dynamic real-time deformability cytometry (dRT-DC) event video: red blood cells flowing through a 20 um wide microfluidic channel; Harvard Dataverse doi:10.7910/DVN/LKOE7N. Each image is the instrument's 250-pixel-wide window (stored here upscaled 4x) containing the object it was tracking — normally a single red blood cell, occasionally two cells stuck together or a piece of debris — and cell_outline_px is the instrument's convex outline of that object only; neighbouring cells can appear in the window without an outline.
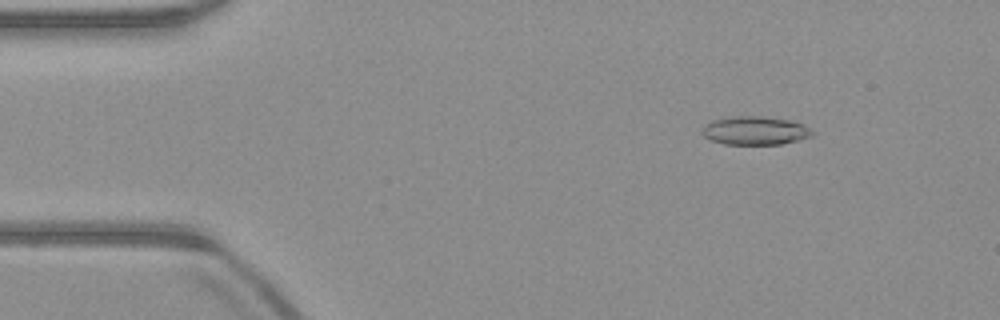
{"species": "common noctule bat (a hibernating species)", "species_latin": "Nyctalus noctula", "temperature_condition": "warm", "stored_images_in_passage": 52, "camera_frame_rate_fps": 3000, "um_per_image_px": 0.085, "animal": {"sex": "male", "body_mass_g": 23.1, "forearm_length_mm": 52.7}, "frame": {"image": 1, "passage_image": 7, "time_ms": 2.0, "image_size_px": [1000, 320], "cell_outline_px": [[816, 132], [812, 136], [780, 144], [724, 144], [712, 140], [704, 136], [700, 132], [704, 124], [712, 120], [732, 116], [764, 116], [788, 120], [804, 124]], "centroid_in_image_um": [64.17, 11.09], "position_along_channel_um": 20.8, "area_um2": 18.38}}
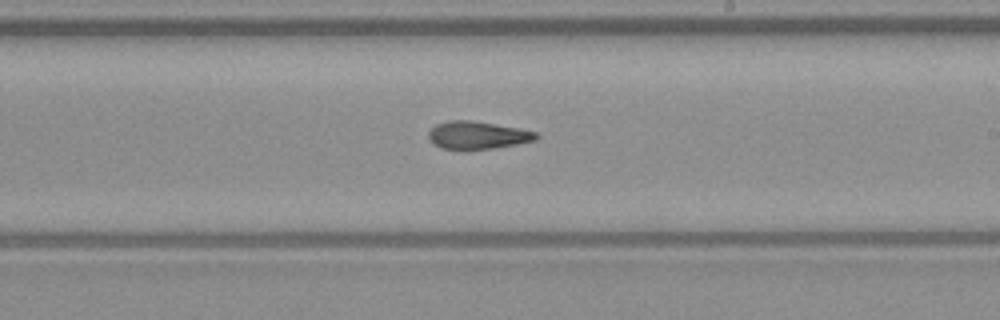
{"frame": {"image": 2, "passage_image": 30, "time_ms": 9.667, "image_size_px": [1000, 320], "cell_outline_px": [[540, 136], [536, 140], [516, 144], [468, 152], [440, 148], [432, 144], [428, 140], [428, 132], [436, 124], [448, 120], [472, 120], [520, 128], [536, 132]], "centroid_in_image_um": [40.53, 11.52], "position_along_channel_um": 248.5, "area_um2": 18.03}}
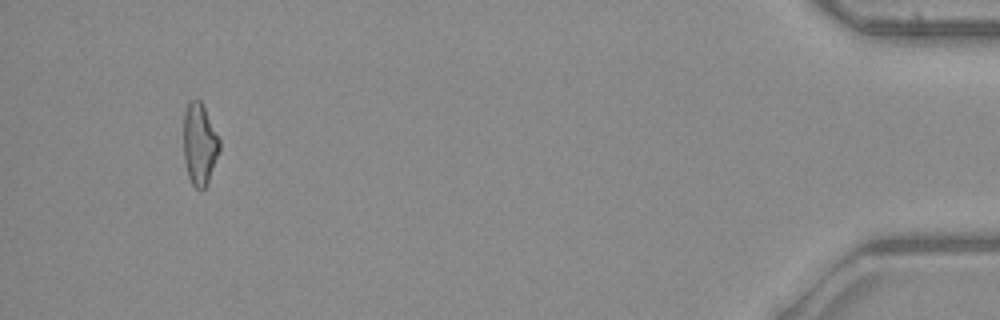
{"frame": {"image": 3, "passage_image": 49, "time_ms": 16.0, "image_size_px": [1000, 320], "cell_outline_px": [[220, 152], [208, 184], [200, 192], [192, 184], [188, 176], [184, 160], [184, 112], [188, 104], [192, 100], [200, 100], [220, 140]], "centroid_in_image_um": [16.97, 12.32], "position_along_channel_um": 418.2, "area_um2": 17.17}, "authors_computed_cell_mechanics": {"area_um2": 17.8891, "velocity_mm_per_s": 3.9956, "shape_relaxation_time_tau1_ms": null, "shape_relaxation_time_tau2_ms": 5.4965, "deformation_change_tau1": null, "deformation_change_tau2": 0.1624}}